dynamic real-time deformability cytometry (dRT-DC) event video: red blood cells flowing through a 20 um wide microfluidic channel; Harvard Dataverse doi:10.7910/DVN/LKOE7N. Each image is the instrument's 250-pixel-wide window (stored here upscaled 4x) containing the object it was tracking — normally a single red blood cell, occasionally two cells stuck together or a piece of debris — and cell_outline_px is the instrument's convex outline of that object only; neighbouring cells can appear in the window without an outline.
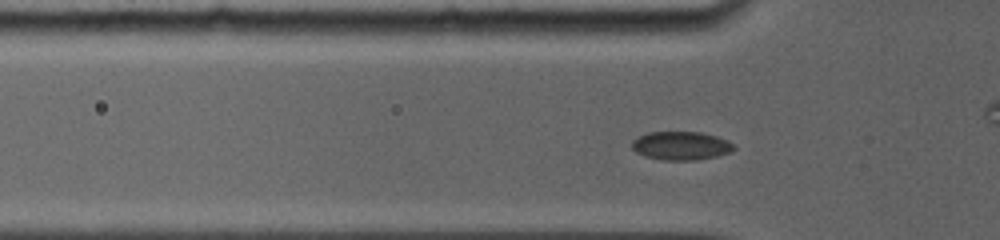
{"species": "common noctule bat (a hibernating species)", "species_latin": "Nyctalus noctula", "temperature_condition": "room temperature", "stored_images_in_passage": 40, "camera_frame_rate_fps": 5000, "um_per_image_px": 0.085, "animal": {"sex": "female", "body_mass_g": 19.0, "forearm_length_mm": 56.7}, "frame": {"image": 1, "passage_image": 10, "time_ms": 3.2, "image_size_px": [1000, 240], "cell_outline_px": [[732, 152], [716, 156], [696, 160], [660, 160], [644, 156], [636, 152], [632, 148], [632, 140], [648, 132], [700, 132], [716, 136], [732, 144]], "centroid_in_image_um": [57.83, 12.39], "position_along_channel_um": 68.0, "area_um2": 16.76}}
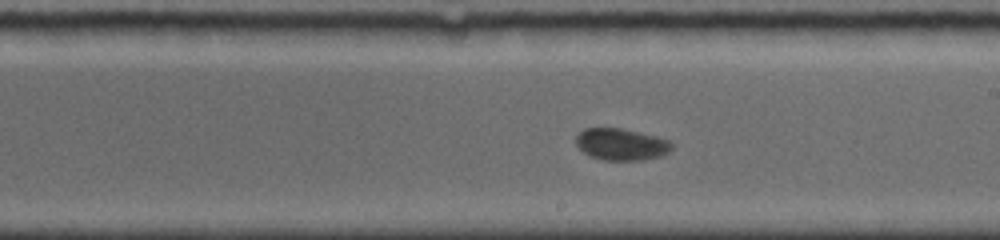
{"frame": {"image": 2, "passage_image": 22, "time_ms": 7.6, "image_size_px": [1000, 240], "cell_outline_px": [[672, 148], [668, 152], [660, 156], [644, 160], [604, 160], [592, 156], [584, 152], [576, 144], [576, 136], [584, 128], [624, 128], [656, 136], [668, 140], [672, 144]], "centroid_in_image_um": [52.81, 12.26], "position_along_channel_um": 236.2, "area_um2": 17.69}}
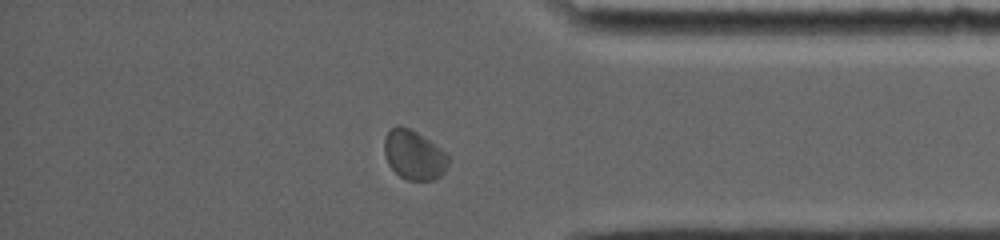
{"frame": {"image": 3, "passage_image": 34, "time_ms": 12.0, "image_size_px": [1000, 240], "cell_outline_px": [[448, 164], [444, 172], [440, 176], [432, 180], [408, 180], [400, 176], [388, 164], [384, 152], [384, 140], [388, 132], [396, 124], [400, 124], [416, 132], [440, 148], [448, 156]], "centroid_in_image_um": [35.16, 13.17], "position_along_channel_um": 400.0, "area_um2": 18.21}, "authors_computed_cell_mechanics": {"area_um2": 17.629, "velocity_mm_per_s": 3.8268, "shape_relaxation_time_tau1_ms": 4.3461, "shape_relaxation_time_tau2_ms": null, "deformation_change_tau1": 0.0625, "deformation_change_tau2": null}}